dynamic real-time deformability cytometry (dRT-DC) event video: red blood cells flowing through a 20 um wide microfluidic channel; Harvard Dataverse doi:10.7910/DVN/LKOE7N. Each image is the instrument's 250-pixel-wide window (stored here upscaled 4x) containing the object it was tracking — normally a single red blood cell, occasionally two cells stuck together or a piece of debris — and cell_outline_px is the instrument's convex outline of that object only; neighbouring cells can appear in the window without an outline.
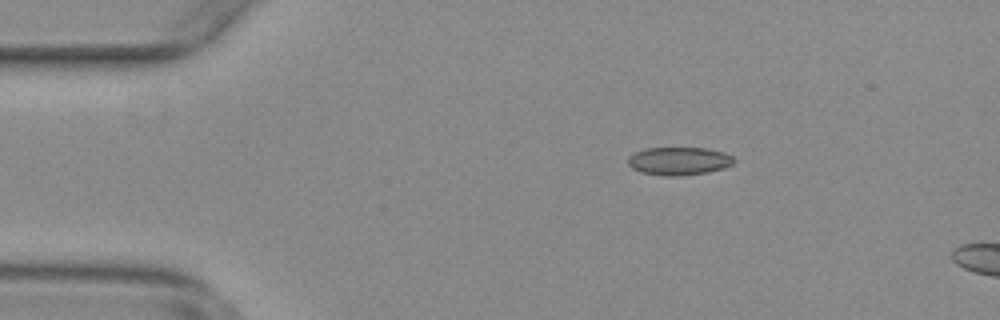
{"species": "common noctule bat (a hibernating species)", "species_latin": "Nyctalus noctula", "temperature_condition": "warm", "stored_images_in_passage": 54, "camera_frame_rate_fps": 3000, "um_per_image_px": 0.085, "animal": {"sex": "female", "body_mass_g": 29.2, "forearm_length_mm": 56.3}, "frame": {"image": 1, "passage_image": 10, "time_ms": 3.0, "image_size_px": [1000, 320], "cell_outline_px": [[736, 160], [732, 164], [724, 168], [708, 172], [676, 176], [664, 176], [640, 172], [632, 168], [628, 164], [628, 156], [644, 148], [704, 148], [724, 152], [732, 156]], "centroid_in_image_um": [57.7, 13.69], "position_along_channel_um": 27.3, "area_um2": 17.34}}
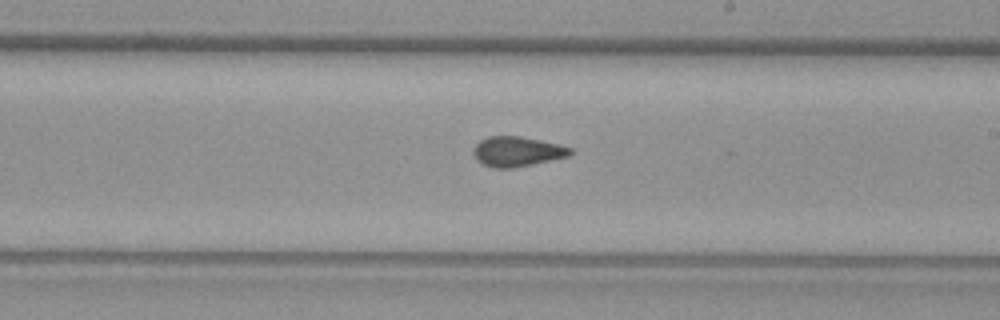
{"frame": {"image": 2, "passage_image": 32, "time_ms": 10.333, "image_size_px": [1000, 320], "cell_outline_px": [[572, 152], [568, 156], [532, 164], [512, 168], [492, 168], [476, 160], [472, 152], [472, 148], [480, 140], [488, 136], [520, 136], [560, 144], [572, 148]], "centroid_in_image_um": [43.92, 12.87], "position_along_channel_um": 245.1, "area_um2": 16.94}}
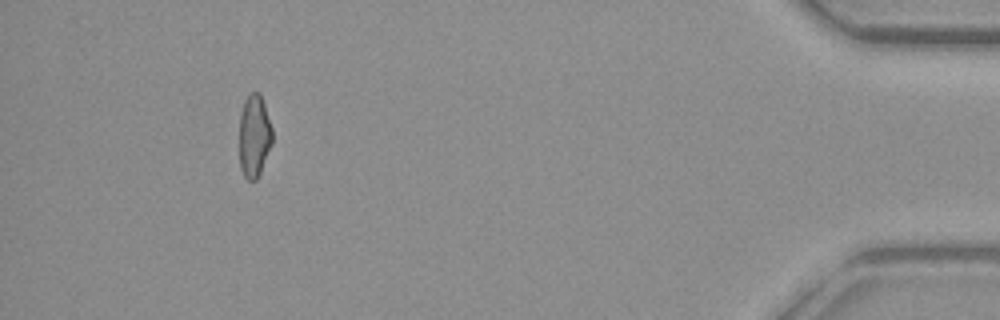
{"frame": {"image": 3, "passage_image": 51, "time_ms": 16.667, "image_size_px": [1000, 320], "cell_outline_px": [[272, 144], [260, 172], [256, 180], [248, 180], [244, 176], [240, 168], [240, 112], [244, 100], [248, 92], [260, 92], [272, 128]], "centroid_in_image_um": [21.6, 11.52], "position_along_channel_um": 413.6, "area_um2": 15.95}}